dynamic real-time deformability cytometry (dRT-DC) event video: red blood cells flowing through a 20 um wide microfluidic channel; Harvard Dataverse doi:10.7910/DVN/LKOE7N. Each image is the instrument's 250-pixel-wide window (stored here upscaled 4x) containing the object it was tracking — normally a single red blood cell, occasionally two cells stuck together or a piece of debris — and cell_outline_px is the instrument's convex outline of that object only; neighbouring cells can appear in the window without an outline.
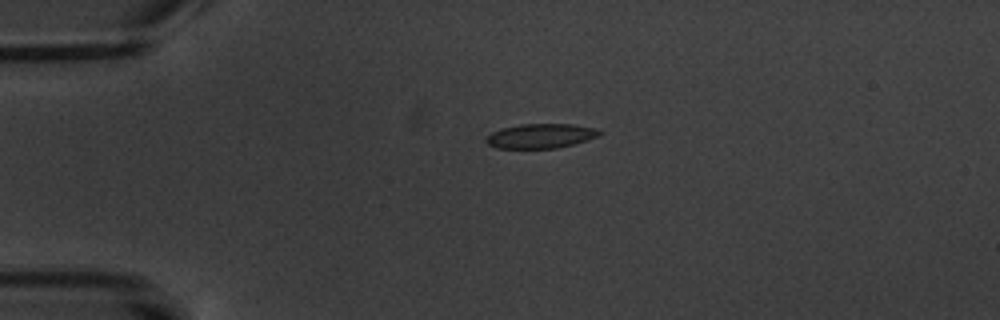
{"species": "common noctule bat (a hibernating species)", "species_latin": "Nyctalus noctula", "temperature_condition": "warm", "stored_images_in_passage": 2, "camera_frame_rate_fps": 3000, "um_per_image_px": 0.085, "animal": {"sex": "male", "body_mass_g": 20.1, "forearm_length_mm": 53.5}, "frame": {"image": 1, "passage_image": 1, "time_ms": 0.0, "image_size_px": [1000, 320], "cell_outline_px": [[604, 132], [600, 136], [588, 140], [556, 148], [496, 148], [488, 144], [484, 140], [492, 132], [504, 128], [520, 124], [572, 124], [596, 128]], "centroid_in_image_um": [46.0, 11.55], "position_along_channel_um": 39.0, "area_um2": 16.18}}